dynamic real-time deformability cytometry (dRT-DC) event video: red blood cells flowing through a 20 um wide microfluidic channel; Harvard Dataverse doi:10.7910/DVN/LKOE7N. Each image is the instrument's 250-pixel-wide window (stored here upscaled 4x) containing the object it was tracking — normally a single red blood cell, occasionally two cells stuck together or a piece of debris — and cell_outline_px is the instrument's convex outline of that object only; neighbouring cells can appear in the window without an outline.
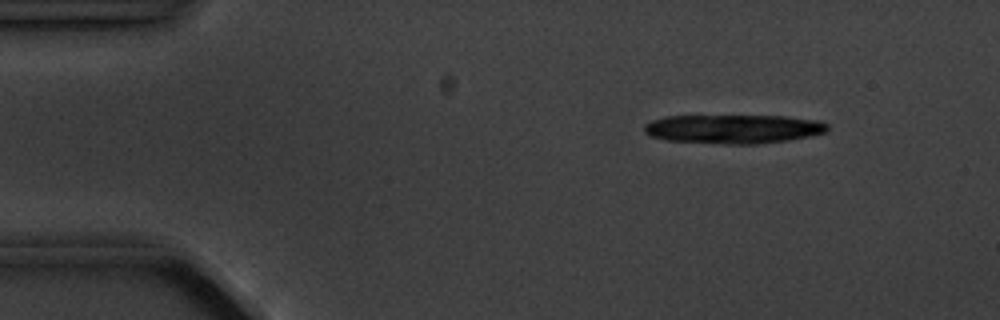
{"species": "common noctule bat (a hibernating species)", "species_latin": "Nyctalus noctula", "temperature_condition": "cold", "stored_images_in_passage": 6, "camera_frame_rate_fps": 3000, "um_per_image_px": 0.085, "animal": {"sex": "male", "body_mass_g": 20.1, "forearm_length_mm": 53.5}, "frame": {"image": 1, "passage_image": 2, "time_ms": 1.0, "image_size_px": [1000, 320], "cell_outline_px": [[828, 132], [788, 140], [756, 144], [728, 144], [668, 140], [652, 136], [644, 132], [644, 124], [652, 120], [664, 116], [784, 116], [820, 120], [828, 124]], "centroid_in_image_um": [62.37, 10.95], "position_along_channel_um": 22.6, "area_um2": 30.92}}